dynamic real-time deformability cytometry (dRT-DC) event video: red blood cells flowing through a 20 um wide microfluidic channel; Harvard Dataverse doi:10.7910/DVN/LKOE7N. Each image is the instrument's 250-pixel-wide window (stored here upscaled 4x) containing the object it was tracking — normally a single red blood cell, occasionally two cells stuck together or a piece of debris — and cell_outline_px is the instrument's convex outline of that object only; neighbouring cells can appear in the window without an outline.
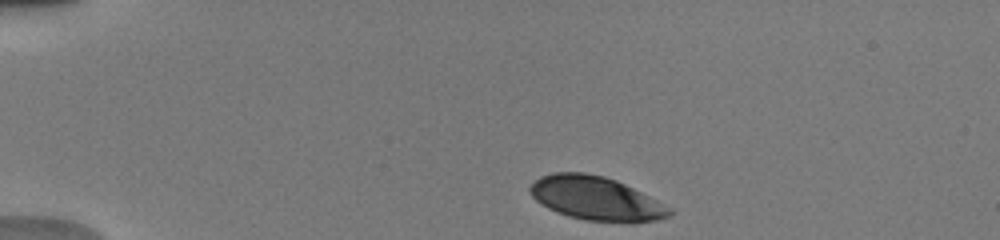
{"species": "human", "species_latin": "Homo sapiens", "temperature_condition": "warm", "stored_images_in_passage": 71, "camera_frame_rate_fps": 3000, "um_per_image_px": 0.085, "donor": {"sex": "male"}, "frame": {"image": 1, "passage_image": 1, "time_ms": 0.0, "image_size_px": [1000, 240], "cell_outline_px": [[672, 212], [668, 216], [656, 220], [636, 224], [584, 220], [568, 216], [556, 212], [548, 208], [536, 200], [532, 196], [528, 188], [540, 176], [552, 172], [584, 172], [604, 176], [616, 180], [672, 208]], "centroid_in_image_um": [50.66, 16.88], "position_along_channel_um": 34.3, "area_um2": 35.72}}
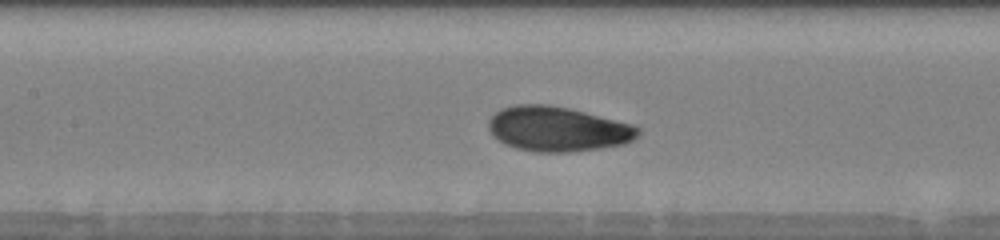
{"frame": {"image": 2, "passage_image": 25, "time_ms": 5.0, "image_size_px": [1000, 240], "cell_outline_px": [[640, 136], [624, 144], [600, 148], [572, 152], [536, 152], [516, 148], [504, 144], [492, 136], [488, 128], [488, 120], [500, 108], [516, 104], [548, 104], [568, 108], [632, 124], [640, 128]], "centroid_in_image_um": [47.38, 10.97], "position_along_channel_um": 160.0, "area_um2": 39.25}}
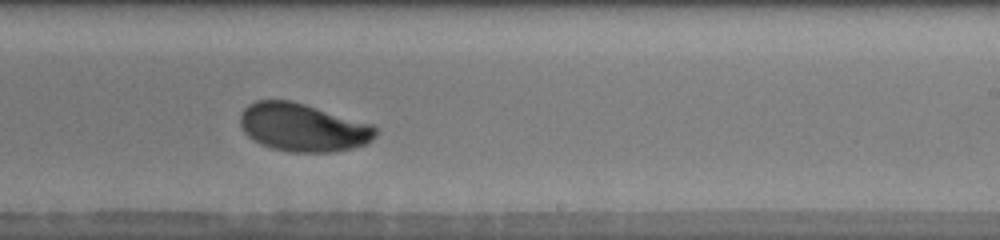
{"frame": {"image": 3, "passage_image": 39, "time_ms": 7.667, "image_size_px": [1000, 240], "cell_outline_px": [[376, 136], [368, 144], [336, 152], [288, 152], [272, 148], [260, 144], [248, 136], [244, 132], [240, 124], [240, 112], [248, 104], [256, 100], [292, 100], [372, 124], [376, 128]], "centroid_in_image_um": [25.74, 10.83], "position_along_channel_um": 263.3, "area_um2": 38.21}, "authors_computed_cell_mechanics": {"area_um2": 38.2058, "velocity_mm_per_s": 3.8835, "shape_relaxation_time_tau1_ms": 2.7228, "shape_relaxation_time_tau2_ms": 0.9525, "deformation_change_tau1": 0.1273, "deformation_change_tau2": 0.0548}}